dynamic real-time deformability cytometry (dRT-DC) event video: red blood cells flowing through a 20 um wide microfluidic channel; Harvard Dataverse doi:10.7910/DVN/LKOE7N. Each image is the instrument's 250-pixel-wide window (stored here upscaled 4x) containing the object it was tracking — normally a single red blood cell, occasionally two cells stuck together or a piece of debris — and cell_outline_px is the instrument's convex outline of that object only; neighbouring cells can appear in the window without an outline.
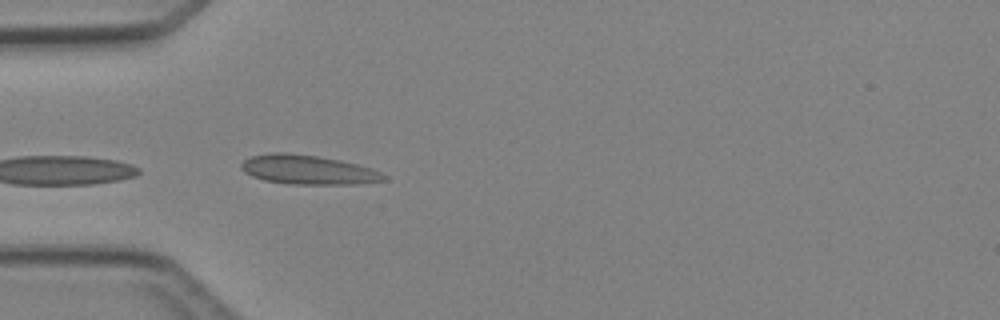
{"species": "Egyptian fruit bat (a non-hibernating species)", "species_latin": "Rousettus aegyptiacus", "temperature_condition": "cold", "stored_images_in_passage": 6, "camera_frame_rate_fps": 3000, "um_per_image_px": 0.085, "animal": {"sex": "female"}, "frame": {"image": 1, "passage_image": 5, "time_ms": 4.667, "image_size_px": [1000, 320], "cell_outline_px": [[388, 180], [356, 184], [292, 184], [264, 180], [252, 176], [244, 172], [240, 168], [240, 164], [244, 160], [252, 156], [272, 152], [284, 152], [316, 156], [340, 160], [372, 168], [388, 176]], "centroid_in_image_um": [26.19, 14.43], "position_along_channel_um": 58.8, "area_um2": 24.33}}